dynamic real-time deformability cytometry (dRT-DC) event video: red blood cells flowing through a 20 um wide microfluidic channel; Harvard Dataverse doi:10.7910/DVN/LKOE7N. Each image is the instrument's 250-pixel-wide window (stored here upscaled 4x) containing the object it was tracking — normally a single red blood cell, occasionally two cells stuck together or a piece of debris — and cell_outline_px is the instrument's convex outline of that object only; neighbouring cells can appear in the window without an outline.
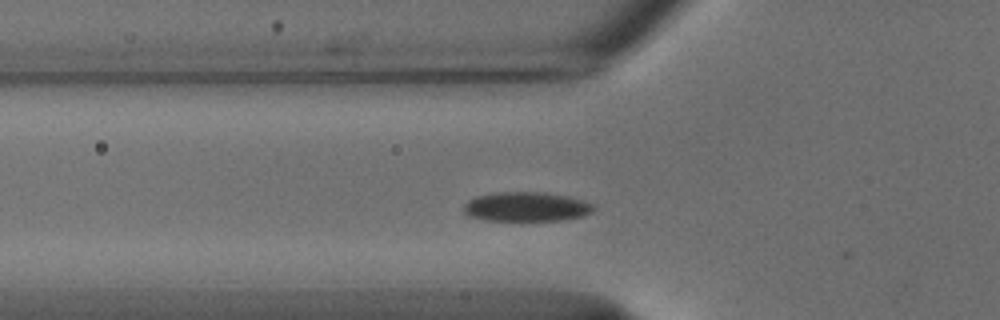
{"species": "common noctule bat (a hibernating species)", "species_latin": "Nyctalus noctula", "temperature_condition": "cold", "stored_images_in_passage": 30, "camera_frame_rate_fps": 3000, "um_per_image_px": 0.085, "animal": {"sex": "male", "body_mass_g": 18.8}, "frame": {"image": 1, "passage_image": 2, "time_ms": 0.333, "image_size_px": [1000, 320], "cell_outline_px": [[596, 208], [592, 212], [584, 216], [560, 220], [484, 220], [468, 216], [464, 212], [464, 204], [468, 200], [476, 196], [500, 192], [536, 192], [568, 196], [596, 204]], "centroid_in_image_um": [44.76, 17.57], "position_along_channel_um": 81.0, "area_um2": 22.25}}
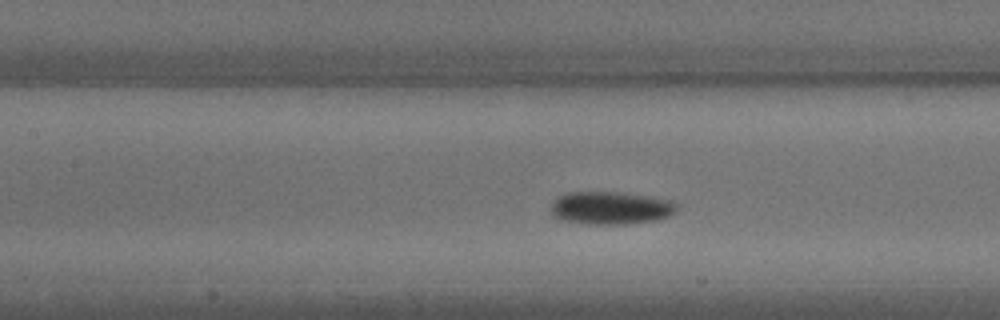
{"frame": {"image": 2, "passage_image": 8, "time_ms": 2.333, "image_size_px": [1000, 320], "cell_outline_px": [[680, 204], [676, 212], [668, 216], [656, 220], [624, 224], [592, 224], [560, 220], [552, 216], [552, 204], [560, 196], [568, 192], [624, 192], [672, 200]], "centroid_in_image_um": [51.96, 17.67], "position_along_channel_um": 155.4, "area_um2": 24.22}}
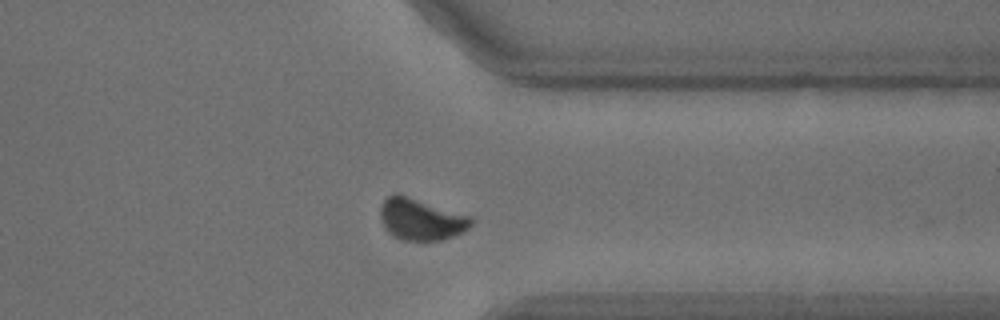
{"frame": {"image": 3, "passage_image": 26, "time_ms": 8.333, "image_size_px": [1000, 320], "cell_outline_px": [[472, 224], [468, 228], [452, 236], [440, 240], [404, 240], [392, 236], [388, 232], [380, 216], [380, 208], [384, 200], [388, 196], [396, 192], [400, 192], [472, 216]], "centroid_in_image_um": [35.77, 18.6], "position_along_channel_um": 375.6, "area_um2": 22.25}, "authors_computed_cell_mechanics": {"area_um2": 22.8599, "velocity_mm_per_s": 3.6984, "shape_relaxation_time_tau1_ms": 1.7016, "shape_relaxation_time_tau2_ms": null, "deformation_change_tau1": 0.0612, "deformation_change_tau2": null}}